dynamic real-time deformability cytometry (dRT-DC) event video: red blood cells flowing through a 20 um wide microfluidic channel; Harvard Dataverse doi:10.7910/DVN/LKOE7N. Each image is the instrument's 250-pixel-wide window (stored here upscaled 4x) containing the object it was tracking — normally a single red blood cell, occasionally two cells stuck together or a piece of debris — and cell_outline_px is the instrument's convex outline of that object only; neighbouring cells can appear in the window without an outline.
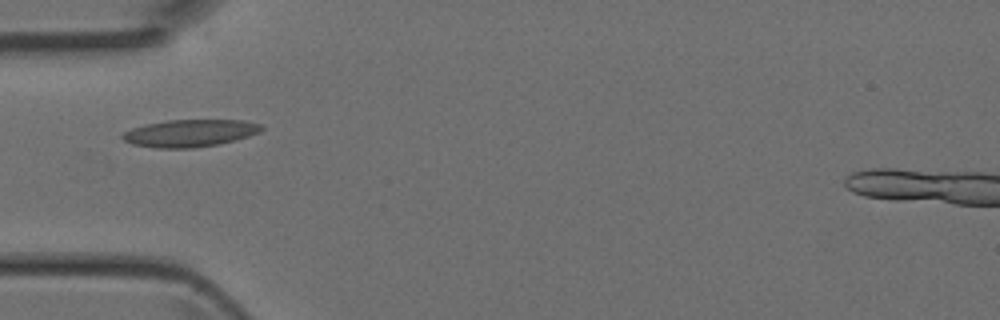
{"species": "Egyptian fruit bat (a non-hibernating species)", "species_latin": "Rousettus aegyptiacus", "temperature_condition": "room temperature", "stored_images_in_passage": 5, "camera_frame_rate_fps": 3000, "um_per_image_px": 0.085, "animal": {"sex": "female"}, "frame": {"image": 1, "passage_image": 5, "time_ms": 1.333, "image_size_px": [1000, 320], "cell_outline_px": [[264, 128], [260, 132], [248, 136], [216, 144], [192, 148], [156, 148], [132, 144], [124, 140], [120, 136], [124, 132], [132, 128], [144, 124], [168, 120], [244, 120], [260, 124]], "centroid_in_image_um": [16.11, 11.31], "position_along_channel_um": 68.9, "area_um2": 21.96}}